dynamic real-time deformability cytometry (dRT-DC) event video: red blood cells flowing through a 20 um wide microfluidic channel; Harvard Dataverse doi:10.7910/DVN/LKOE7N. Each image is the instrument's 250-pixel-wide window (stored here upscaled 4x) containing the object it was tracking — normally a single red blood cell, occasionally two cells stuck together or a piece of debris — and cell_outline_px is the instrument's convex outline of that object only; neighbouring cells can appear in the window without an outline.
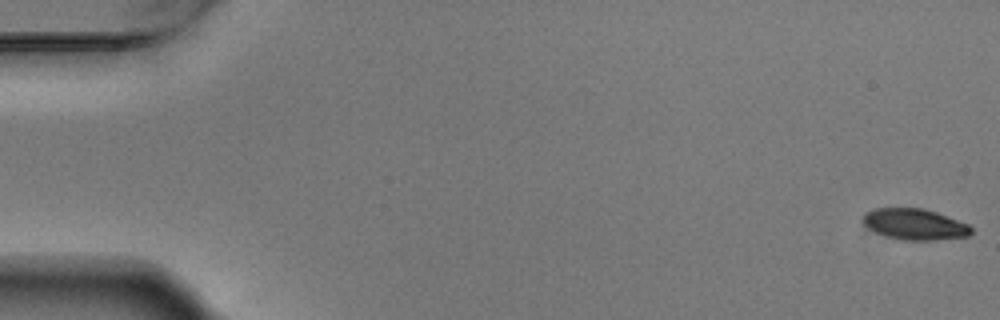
{"species": "Egyptian fruit bat (a non-hibernating species)", "species_latin": "Rousettus aegyptiacus", "temperature_condition": "warm", "stored_images_in_passage": 11, "camera_frame_rate_fps": 3000, "um_per_image_px": 0.085, "animal": {"sex": "male"}, "frame": {"image": 1, "passage_image": 1, "time_ms": 0.0, "image_size_px": [1000, 320], "cell_outline_px": [[972, 232], [968, 236], [932, 240], [900, 240], [876, 232], [868, 228], [860, 220], [864, 212], [872, 208], [924, 208], [936, 212], [968, 224], [972, 228]], "centroid_in_image_um": [77.7, 19.05], "position_along_channel_um": 7.3, "area_um2": 19.65}}
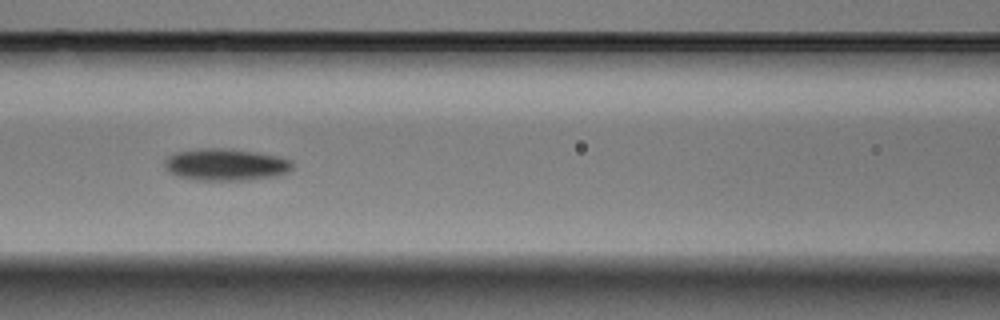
{"frame": {"image": 2, "passage_image": 7, "time_ms": 2.0, "image_size_px": [1000, 320], "cell_outline_px": [[292, 168], [288, 172], [280, 176], [248, 180], [196, 180], [176, 176], [168, 172], [164, 168], [164, 160], [168, 156], [176, 152], [204, 148], [232, 148], [280, 156], [292, 160]], "centroid_in_image_um": [19.2, 13.99], "position_along_channel_um": 147.4, "area_um2": 24.28}}
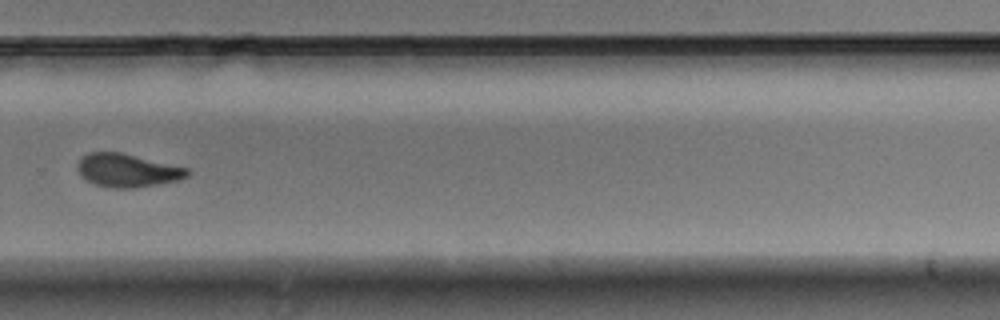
{"frame": {"image": 3, "passage_image": 11, "time_ms": 3.333, "image_size_px": [1000, 320], "cell_outline_px": [[188, 176], [176, 180], [160, 184], [136, 188], [112, 188], [96, 184], [80, 176], [76, 168], [76, 164], [88, 152], [120, 152], [188, 168]], "centroid_in_image_um": [10.79, 14.48], "position_along_channel_um": 319.0, "area_um2": 21.15}}